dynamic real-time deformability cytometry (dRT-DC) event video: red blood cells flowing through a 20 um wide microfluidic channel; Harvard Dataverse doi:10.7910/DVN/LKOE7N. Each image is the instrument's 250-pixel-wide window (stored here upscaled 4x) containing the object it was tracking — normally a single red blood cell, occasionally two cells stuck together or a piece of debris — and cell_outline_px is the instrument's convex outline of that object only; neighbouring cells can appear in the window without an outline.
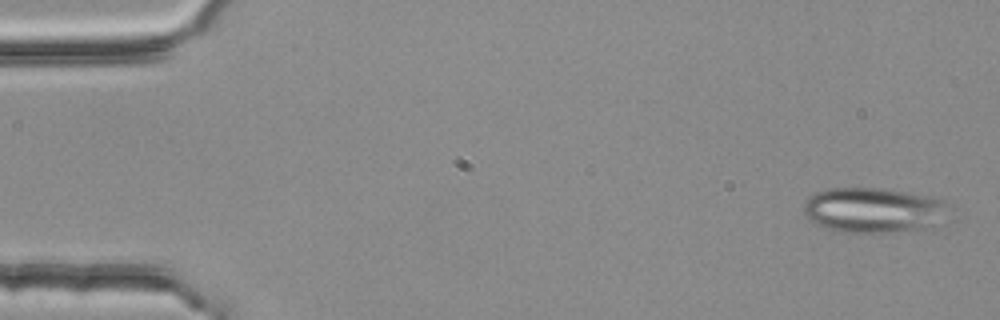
{"species": "common noctule bat (a hibernating species)", "species_latin": "Nyctalus noctula", "temperature_condition": "room temperature", "stored_images_in_passage": 4, "camera_frame_rate_fps": 3000, "um_per_image_px": 0.085, "animal": {"sex": "female", "body_mass_g": 25.1}, "frame": {"image": 1, "passage_image": 1, "time_ms": 0.0, "image_size_px": [1000, 320], "cell_outline_px": [[948, 204], [924, 228], [896, 232], [844, 232], [824, 228], [816, 224], [804, 216], [804, 204], [808, 196], [816, 192], [832, 188], [880, 188], [932, 196], [944, 200]], "centroid_in_image_um": [74.07, 17.84], "position_along_channel_um": 10.9, "area_um2": 37.22}}